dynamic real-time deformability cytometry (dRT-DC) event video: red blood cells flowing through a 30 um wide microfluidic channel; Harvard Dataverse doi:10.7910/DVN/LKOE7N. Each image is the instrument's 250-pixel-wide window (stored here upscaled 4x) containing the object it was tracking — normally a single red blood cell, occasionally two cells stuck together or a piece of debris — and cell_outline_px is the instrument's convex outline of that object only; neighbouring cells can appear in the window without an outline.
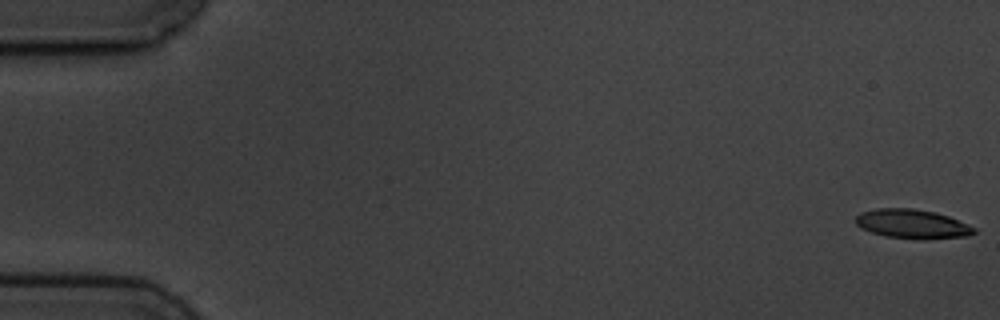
{"species": "common noctule bat (a hibernating species)", "species_latin": "Nyctalus noctula", "temperature_condition": "cold", "stored_images_in_passage": 3, "camera_frame_rate_fps": 3000, "um_per_image_px": 0.085, "animal": {"sex": "male", "body_mass_g": 19.5, "forearm_length_mm": 54.6}, "frame": {"image": 1, "passage_image": 1, "time_ms": 0.0, "image_size_px": [1000, 320], "cell_outline_px": [[976, 232], [968, 236], [924, 240], [920, 240], [888, 236], [872, 232], [860, 228], [856, 224], [856, 216], [860, 212], [876, 208], [912, 208], [936, 212], [948, 216], [968, 224], [976, 228]], "centroid_in_image_um": [77.56, 19.04], "position_along_channel_um": 7.4, "area_um2": 20.29}}